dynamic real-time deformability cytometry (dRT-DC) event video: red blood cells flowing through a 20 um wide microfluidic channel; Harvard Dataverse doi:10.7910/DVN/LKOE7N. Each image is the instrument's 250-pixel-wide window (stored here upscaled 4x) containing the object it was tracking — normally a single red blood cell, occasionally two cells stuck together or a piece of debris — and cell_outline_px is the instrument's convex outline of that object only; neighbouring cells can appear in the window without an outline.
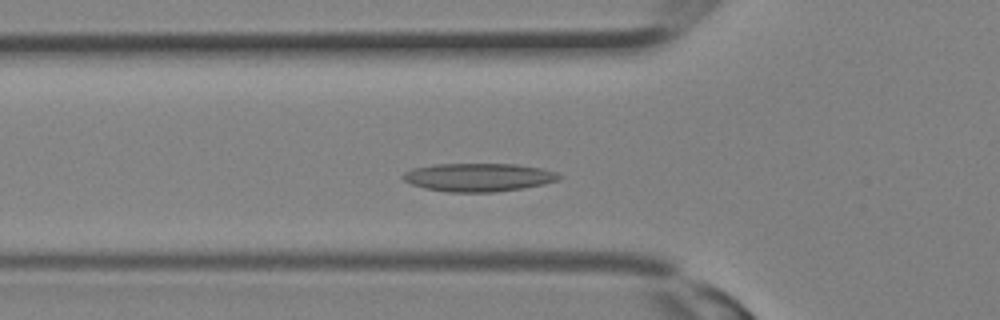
{"species": "Egyptian fruit bat (a non-hibernating species)", "species_latin": "Rousettus aegyptiacus", "temperature_condition": "room temperature", "stored_images_in_passage": 31, "camera_frame_rate_fps": 3000, "um_per_image_px": 0.085, "animal": {"sex": "female"}, "frame": {"image": 1, "passage_image": 10, "time_ms": 3.0, "image_size_px": [1000, 320], "cell_outline_px": [[564, 176], [560, 180], [544, 184], [524, 188], [492, 192], [448, 192], [424, 188], [412, 184], [404, 180], [400, 176], [404, 172], [412, 168], [432, 164], [516, 164], [540, 168], [556, 172]], "centroid_in_image_um": [40.68, 15.07], "position_along_channel_um": 85.1, "area_um2": 25.89}}
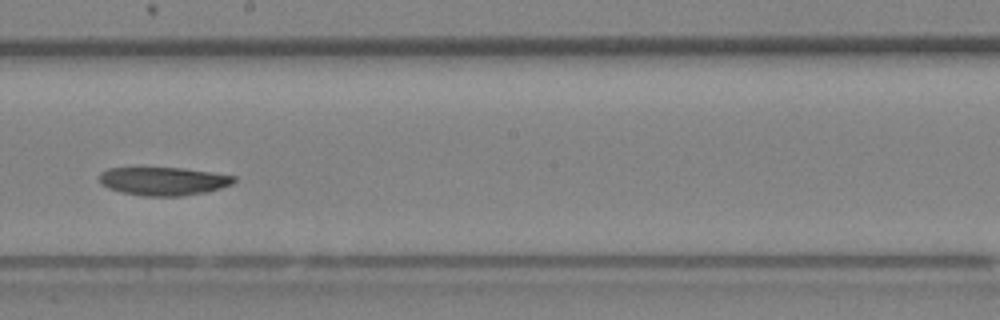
{"frame": {"image": 2, "passage_image": 17, "time_ms": 5.333, "image_size_px": [1000, 320], "cell_outline_px": [[236, 180], [232, 184], [208, 192], [180, 196], [144, 196], [120, 192], [108, 188], [100, 184], [100, 172], [108, 168], [184, 168], [236, 176]], "centroid_in_image_um": [13.89, 15.4], "position_along_channel_um": 234.3, "area_um2": 22.25}}
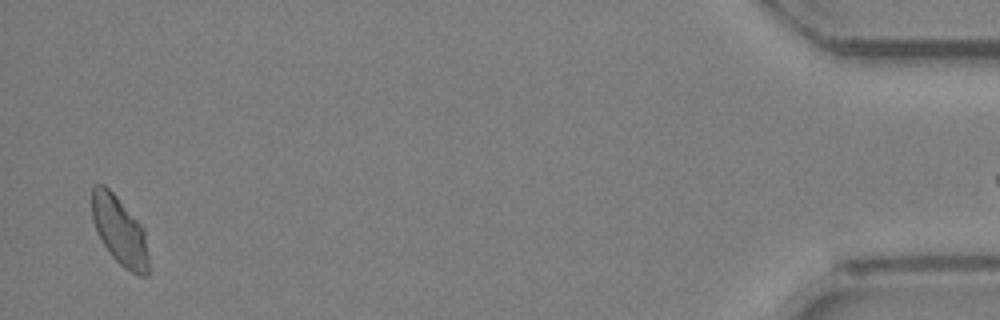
{"frame": {"image": 3, "passage_image": 30, "time_ms": 9.667, "image_size_px": [1000, 320], "cell_outline_px": [[148, 276], [140, 276], [124, 268], [112, 256], [104, 244], [92, 220], [92, 184], [104, 184], [116, 196], [144, 228], [148, 256]], "centroid_in_image_um": [10.17, 19.61], "position_along_channel_um": 425.0, "area_um2": 22.37}}